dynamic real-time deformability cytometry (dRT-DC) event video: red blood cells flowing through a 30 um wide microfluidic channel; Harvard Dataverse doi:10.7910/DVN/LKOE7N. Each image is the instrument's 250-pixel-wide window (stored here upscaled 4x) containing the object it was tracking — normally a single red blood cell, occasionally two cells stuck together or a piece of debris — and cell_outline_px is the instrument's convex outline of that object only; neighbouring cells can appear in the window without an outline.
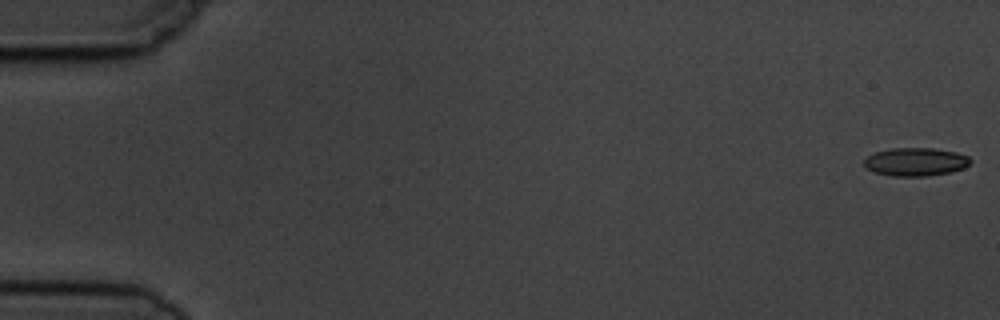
{"species": "common noctule bat (a hibernating species)", "species_latin": "Nyctalus noctula", "temperature_condition": "cold", "stored_images_in_passage": 6, "camera_frame_rate_fps": 3000, "um_per_image_px": 0.085, "animal": {"sex": "male", "body_mass_g": 19.5, "forearm_length_mm": 54.6}, "frame": {"image": 1, "passage_image": 1, "time_ms": 0.0, "image_size_px": [1000, 320], "cell_outline_px": [[972, 160], [964, 168], [952, 172], [928, 176], [892, 176], [876, 172], [864, 168], [864, 160], [868, 156], [876, 152], [892, 148], [932, 148], [956, 152], [968, 156]], "centroid_in_image_um": [77.83, 13.76], "position_along_channel_um": 7.2, "area_um2": 17.51}}